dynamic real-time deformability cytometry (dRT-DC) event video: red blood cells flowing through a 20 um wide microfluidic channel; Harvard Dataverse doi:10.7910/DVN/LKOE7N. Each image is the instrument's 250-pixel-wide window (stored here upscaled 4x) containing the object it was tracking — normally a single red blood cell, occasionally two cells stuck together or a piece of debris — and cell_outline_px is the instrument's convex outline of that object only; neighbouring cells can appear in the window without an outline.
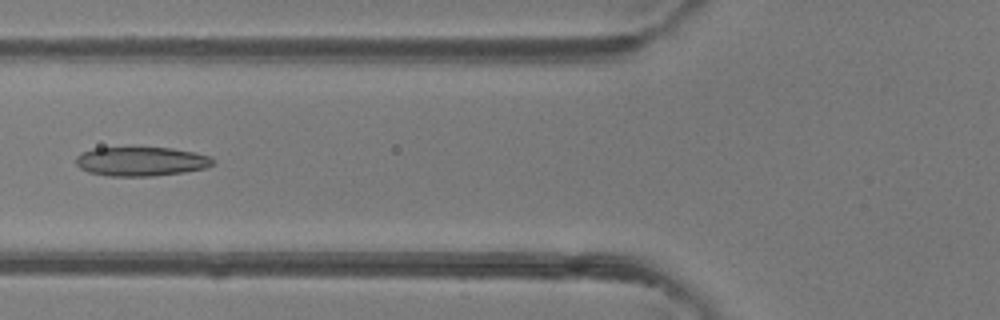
{"species": "common noctule bat (a hibernating species)", "species_latin": "Nyctalus noctula", "temperature_condition": "room temperature", "stored_images_in_passage": 48, "camera_frame_rate_fps": 3000, "um_per_image_px": 0.085, "animal": {"sex": "female"}, "frame": {"image": 1, "passage_image": 19, "time_ms": 6.0, "image_size_px": [1000, 320], "cell_outline_px": [[212, 164], [204, 168], [184, 172], [152, 176], [108, 176], [88, 172], [80, 168], [76, 164], [76, 156], [80, 152], [92, 148], [172, 148], [196, 152], [212, 156]], "centroid_in_image_um": [11.96, 13.72], "position_along_channel_um": 113.8, "area_um2": 23.29}}
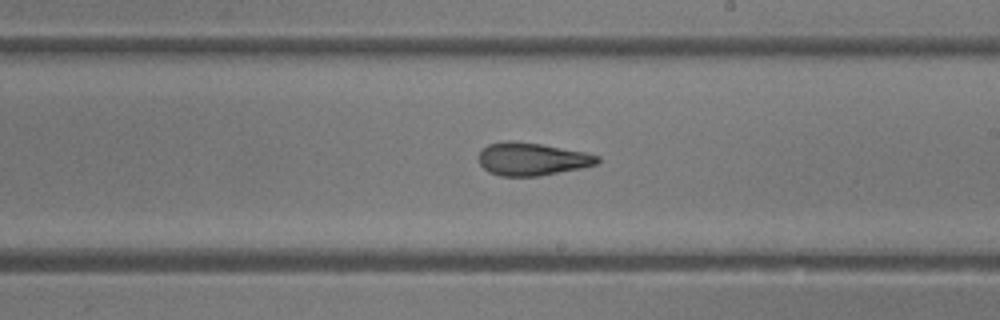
{"frame": {"image": 2, "passage_image": 28, "time_ms": 9.0, "image_size_px": [1000, 320], "cell_outline_px": [[600, 164], [540, 176], [500, 176], [488, 172], [480, 164], [476, 156], [488, 144], [504, 140], [512, 140], [540, 144], [584, 152], [600, 156]], "centroid_in_image_um": [45.2, 13.52], "position_along_channel_um": 243.8, "area_um2": 22.89}}
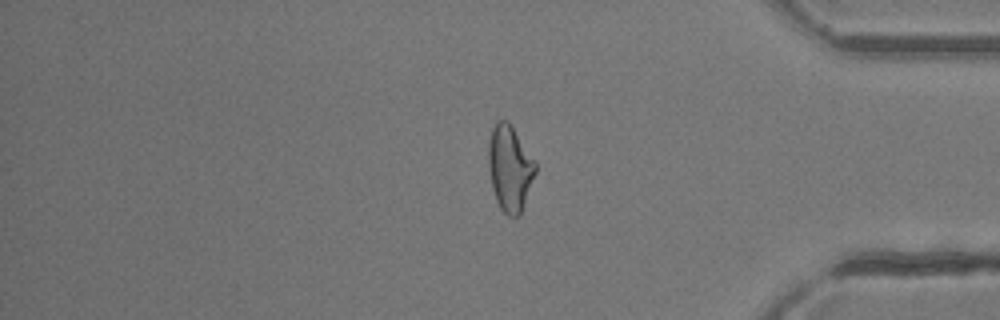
{"frame": {"image": 3, "passage_image": 40, "time_ms": 13.0, "image_size_px": [1000, 320], "cell_outline_px": [[536, 172], [520, 216], [508, 216], [500, 208], [496, 200], [492, 188], [488, 168], [488, 144], [492, 128], [496, 120], [508, 120], [536, 160]], "centroid_in_image_um": [43.34, 14.28], "position_along_channel_um": 391.9, "area_um2": 23.81}, "authors_computed_cell_mechanics": {"area_um2": 24.0737, "velocity_mm_per_s": 4.3286, "shape_relaxation_time_tau1_ms": 7.0445, "shape_relaxation_time_tau2_ms": 1.9248, "deformation_change_tau1": 0.2084, "deformation_change_tau2": 0.1065}}